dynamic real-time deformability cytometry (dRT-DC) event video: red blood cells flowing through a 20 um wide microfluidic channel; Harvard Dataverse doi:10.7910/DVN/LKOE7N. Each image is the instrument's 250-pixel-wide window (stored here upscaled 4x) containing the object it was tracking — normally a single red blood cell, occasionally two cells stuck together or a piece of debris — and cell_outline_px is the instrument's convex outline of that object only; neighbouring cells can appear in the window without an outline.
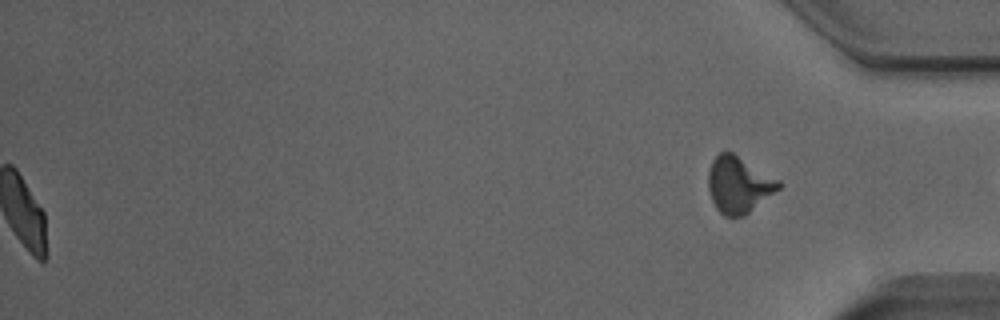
{"species": "Egyptian fruit bat (a non-hibernating species)", "species_latin": "Rousettus aegyptiacus", "temperature_condition": "room temperature", "stored_images_in_passage": 53, "segment_of_instrument_passage": [2, 2], "camera_frame_rate_fps": 3000, "um_per_image_px": 0.085, "animal": {"sex": "male"}, "frame": {"image": 1, "passage_image": 53, "time_ms": 17.333, "image_size_px": [1000, 320], "cell_outline_px": [[784, 184], [780, 188], [744, 216], [724, 216], [716, 208], [712, 200], [708, 188], [708, 172], [712, 160], [720, 152], [732, 152], [780, 180]], "centroid_in_image_um": [62.79, 15.7], "position_along_channel_um": 372.4, "area_um2": 23.06}}